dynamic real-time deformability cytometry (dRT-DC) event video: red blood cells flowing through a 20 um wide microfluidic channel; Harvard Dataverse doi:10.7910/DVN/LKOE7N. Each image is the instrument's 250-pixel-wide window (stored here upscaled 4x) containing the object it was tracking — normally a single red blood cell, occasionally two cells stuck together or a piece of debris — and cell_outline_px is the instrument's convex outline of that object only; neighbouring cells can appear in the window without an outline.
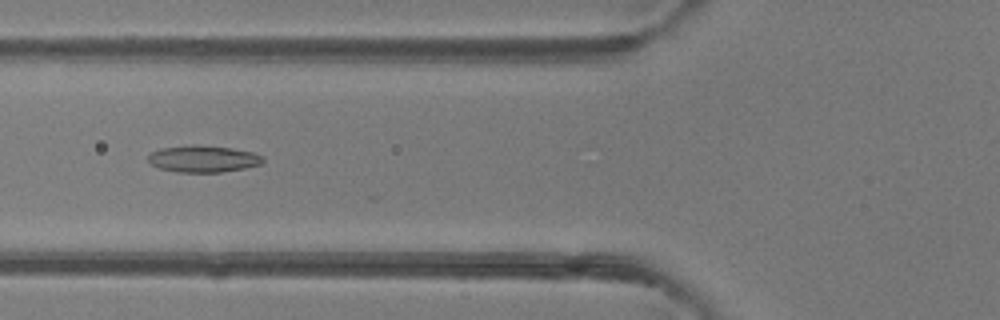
{"species": "common noctule bat (a hibernating species)", "species_latin": "Nyctalus noctula", "temperature_condition": "room temperature", "stored_images_in_passage": 5, "camera_frame_rate_fps": 3000, "um_per_image_px": 0.085, "animal": {"sex": "female"}, "frame": {"image": 1, "passage_image": 3, "time_ms": 0.667, "image_size_px": [1000, 320], "cell_outline_px": [[264, 160], [260, 164], [244, 168], [220, 172], [176, 172], [160, 168], [152, 164], [148, 160], [148, 156], [152, 152], [160, 148], [192, 144], [200, 144], [232, 148], [252, 152], [264, 156]], "centroid_in_image_um": [17.27, 13.48], "position_along_channel_um": 108.5, "area_um2": 17.98}}
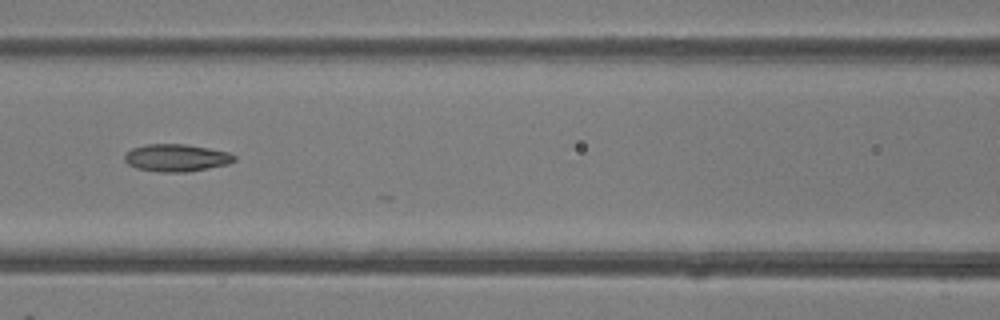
{"frame": {"image": 2, "passage_image": 4, "time_ms": 1.0, "image_size_px": [1000, 320], "cell_outline_px": [[236, 160], [228, 164], [188, 172], [160, 172], [136, 168], [128, 164], [124, 160], [124, 156], [132, 148], [144, 144], [184, 144], [208, 148], [228, 152], [236, 156]], "centroid_in_image_um": [14.99, 13.41], "position_along_channel_um": 151.6, "area_um2": 17.51}}